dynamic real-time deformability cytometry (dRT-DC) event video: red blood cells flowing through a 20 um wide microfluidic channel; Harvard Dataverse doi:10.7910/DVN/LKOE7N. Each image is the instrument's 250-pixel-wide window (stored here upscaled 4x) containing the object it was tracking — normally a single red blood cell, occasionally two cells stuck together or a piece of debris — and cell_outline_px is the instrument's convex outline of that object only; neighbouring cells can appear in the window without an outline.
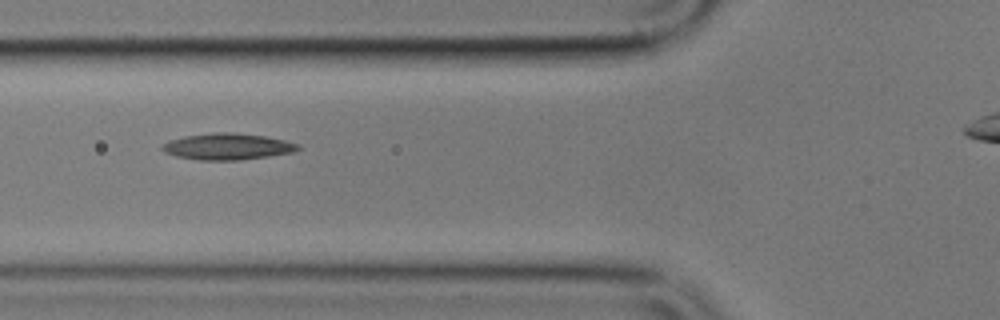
{"species": "common noctule bat (a hibernating species)", "species_latin": "Nyctalus noctula", "temperature_condition": "cold", "stored_images_in_passage": 9, "camera_frame_rate_fps": 3000, "um_per_image_px": 0.085, "animal": {"sex": "male", "body_mass_g": 17.9}, "frame": {"image": 1, "passage_image": 2, "time_ms": 1.0, "image_size_px": [1000, 320], "cell_outline_px": [[300, 148], [296, 152], [240, 160], [196, 160], [176, 156], [164, 152], [160, 148], [168, 140], [184, 136], [212, 132], [232, 132], [264, 136], [284, 140], [300, 144]], "centroid_in_image_um": [19.33, 12.45], "position_along_channel_um": 106.5, "area_um2": 21.04}}
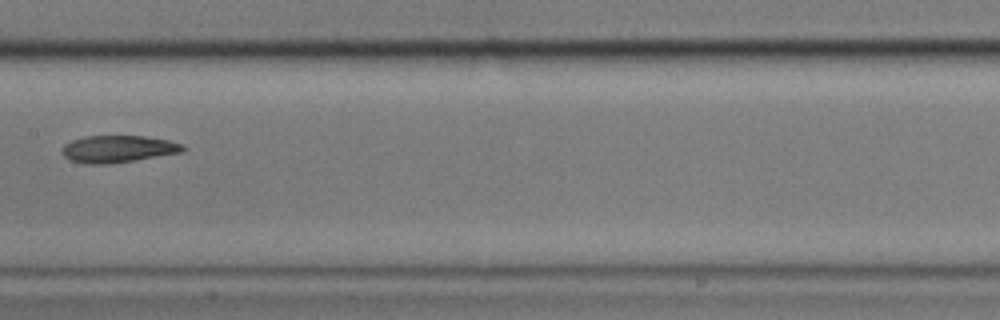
{"frame": {"image": 2, "passage_image": 4, "time_ms": 3.667, "image_size_px": [1000, 320], "cell_outline_px": [[188, 148], [184, 152], [108, 164], [84, 164], [68, 160], [60, 152], [60, 148], [64, 144], [72, 140], [84, 136], [144, 136], [168, 140], [184, 144]], "centroid_in_image_um": [10.01, 12.66], "position_along_channel_um": 197.4, "area_um2": 19.36}}
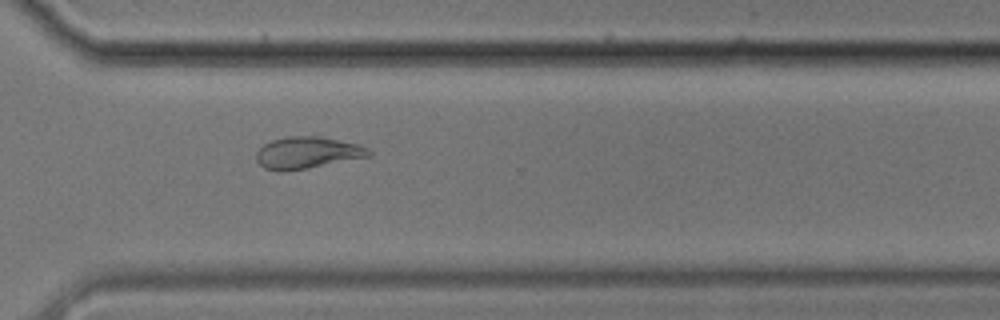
{"frame": {"image": 3, "passage_image": 8, "time_ms": 8.0, "image_size_px": [1000, 320], "cell_outline_px": [[372, 156], [308, 168], [264, 168], [256, 160], [256, 152], [264, 144], [272, 140], [288, 136], [320, 136], [360, 144], [368, 148], [372, 152]], "centroid_in_image_um": [26.21, 12.94], "position_along_channel_um": 344.4, "area_um2": 20.4}}